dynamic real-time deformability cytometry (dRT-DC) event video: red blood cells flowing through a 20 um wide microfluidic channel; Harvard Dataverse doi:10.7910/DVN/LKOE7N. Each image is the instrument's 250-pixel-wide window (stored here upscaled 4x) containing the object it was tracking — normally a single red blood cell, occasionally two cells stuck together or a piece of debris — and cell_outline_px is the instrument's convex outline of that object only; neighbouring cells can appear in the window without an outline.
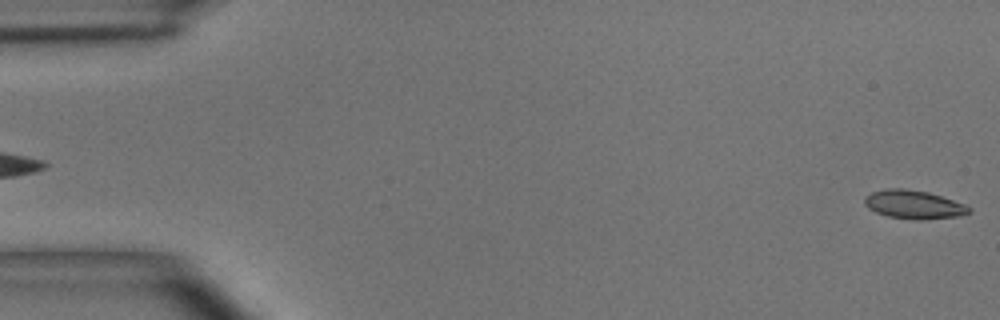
{"species": "common noctule bat (a hibernating species)", "species_latin": "Nyctalus noctula", "temperature_condition": "room temperature", "stored_images_in_passage": 6, "camera_frame_rate_fps": 3000, "um_per_image_px": 0.085, "animal": {"sex": "male", "body_mass_g": 15.6}, "frame": {"image": 1, "passage_image": 6, "time_ms": 5.667, "image_size_px": [1000, 320], "cell_outline_px": [[972, 208], [968, 212], [956, 216], [924, 220], [916, 220], [888, 216], [876, 212], [868, 208], [864, 204], [864, 196], [872, 192], [888, 188], [900, 188], [928, 192], [964, 204]], "centroid_in_image_um": [77.62, 17.38], "position_along_channel_um": 7.4, "area_um2": 17.17}}